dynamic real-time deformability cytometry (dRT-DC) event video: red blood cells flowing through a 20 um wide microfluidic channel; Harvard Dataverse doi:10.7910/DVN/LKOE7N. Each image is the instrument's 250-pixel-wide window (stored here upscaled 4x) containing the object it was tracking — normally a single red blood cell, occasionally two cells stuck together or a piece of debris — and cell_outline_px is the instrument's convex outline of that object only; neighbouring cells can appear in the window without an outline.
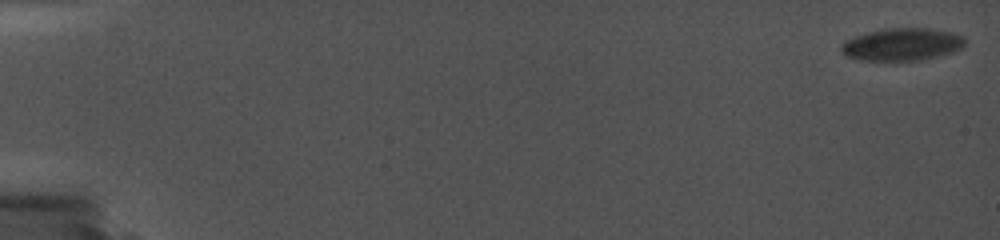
{"species": "common noctule bat (a hibernating species)", "species_latin": "Nyctalus noctula", "temperature_condition": "cold", "stored_images_in_passage": 20, "camera_frame_rate_fps": 5000, "um_per_image_px": 0.085, "animal": {"sex": "female", "body_mass_g": 19.0, "forearm_length_mm": 56.7}, "frame": {"image": 1, "passage_image": 1, "time_ms": 0.0, "image_size_px": [1000, 240], "cell_outline_px": [[964, 44], [960, 48], [952, 52], [920, 60], [860, 60], [844, 56], [840, 52], [840, 44], [856, 36], [884, 28], [928, 28], [948, 32], [964, 36]], "centroid_in_image_um": [76.62, 3.78], "position_along_channel_um": 8.4, "area_um2": 23.18}}